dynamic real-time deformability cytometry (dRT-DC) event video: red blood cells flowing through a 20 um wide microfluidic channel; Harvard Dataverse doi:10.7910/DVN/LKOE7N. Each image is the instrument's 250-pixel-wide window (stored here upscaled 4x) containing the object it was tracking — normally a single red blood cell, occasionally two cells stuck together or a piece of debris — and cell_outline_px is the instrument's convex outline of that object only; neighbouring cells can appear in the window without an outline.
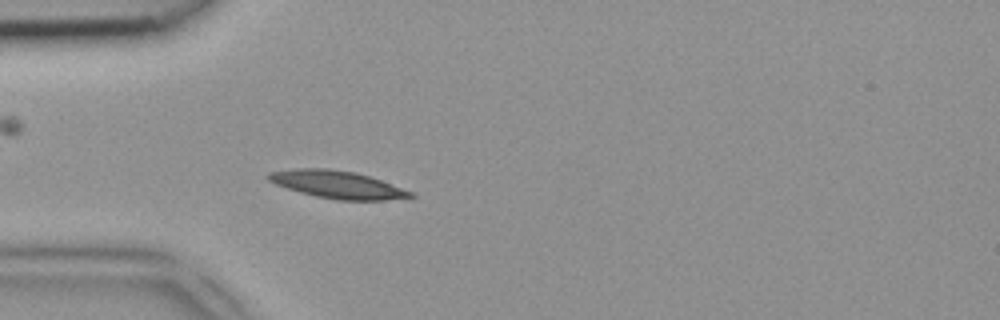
{"species": "common noctule bat (a hibernating species)", "species_latin": "Nyctalus noctula", "temperature_condition": "room temperature", "stored_images_in_passage": 46, "camera_frame_rate_fps": 3000, "um_per_image_px": 0.085, "animal": {"sex": "female", "body_mass_g": 18.4}, "frame": {"image": 1, "passage_image": 12, "time_ms": 3.667, "image_size_px": [1000, 320], "cell_outline_px": [[416, 196], [384, 200], [336, 200], [316, 196], [300, 192], [276, 184], [268, 180], [264, 176], [268, 172], [296, 168], [328, 168], [356, 172], [416, 192]], "centroid_in_image_um": [28.68, 15.68], "position_along_channel_um": 56.3, "area_um2": 22.89}}
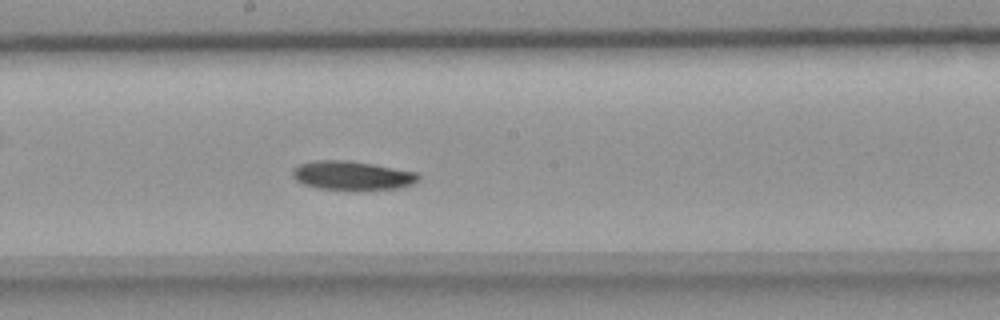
{"frame": {"image": 2, "passage_image": 24, "time_ms": 7.667, "image_size_px": [1000, 320], "cell_outline_px": [[420, 180], [412, 184], [400, 188], [356, 192], [316, 188], [304, 184], [296, 180], [292, 176], [292, 168], [300, 164], [316, 160], [352, 160], [416, 172], [420, 176]], "centroid_in_image_um": [29.94, 14.95], "position_along_channel_um": 218.3, "area_um2": 22.02}}
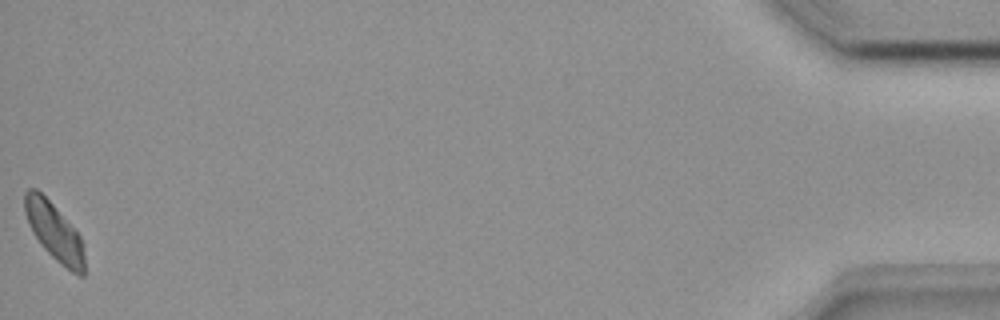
{"frame": {"image": 3, "passage_image": 46, "time_ms": 15.0, "image_size_px": [1000, 320], "cell_outline_px": [[84, 276], [80, 276], [72, 272], [60, 264], [44, 248], [32, 232], [28, 224], [24, 212], [24, 192], [28, 188], [36, 188], [52, 204], [80, 236], [84, 244]], "centroid_in_image_um": [4.6, 19.7], "position_along_channel_um": 430.6, "area_um2": 19.88}}